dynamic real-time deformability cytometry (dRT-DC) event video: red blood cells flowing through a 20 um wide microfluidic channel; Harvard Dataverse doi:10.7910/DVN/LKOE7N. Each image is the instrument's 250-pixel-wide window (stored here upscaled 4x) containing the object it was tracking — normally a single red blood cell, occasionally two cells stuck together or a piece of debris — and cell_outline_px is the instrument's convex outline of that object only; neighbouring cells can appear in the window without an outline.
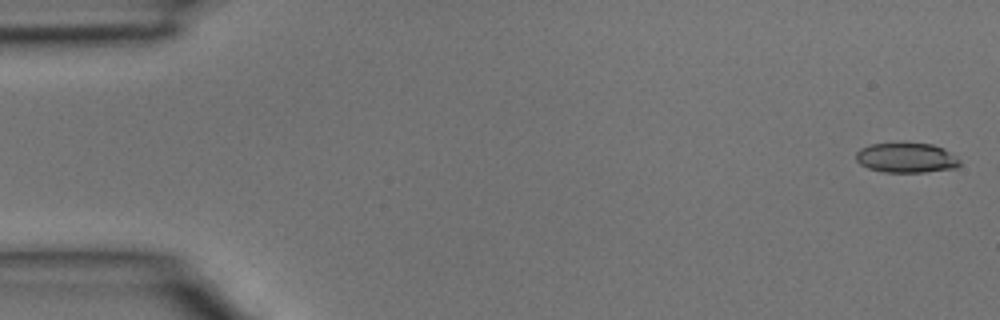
{"species": "common noctule bat (a hibernating species)", "species_latin": "Nyctalus noctula", "temperature_condition": "room temperature", "stored_images_in_passage": 4, "camera_frame_rate_fps": 3000, "um_per_image_px": 0.085, "animal": {"sex": "male", "body_mass_g": 15.6}, "frame": {"image": 1, "passage_image": 1, "time_ms": 0.0, "image_size_px": [1000, 320], "cell_outline_px": [[960, 164], [956, 168], [924, 172], [884, 172], [868, 168], [860, 164], [856, 160], [856, 152], [860, 148], [872, 144], [932, 144], [944, 148], [956, 156], [960, 160]], "centroid_in_image_um": [77.05, 13.42], "position_along_channel_um": 7.9, "area_um2": 17.92}}
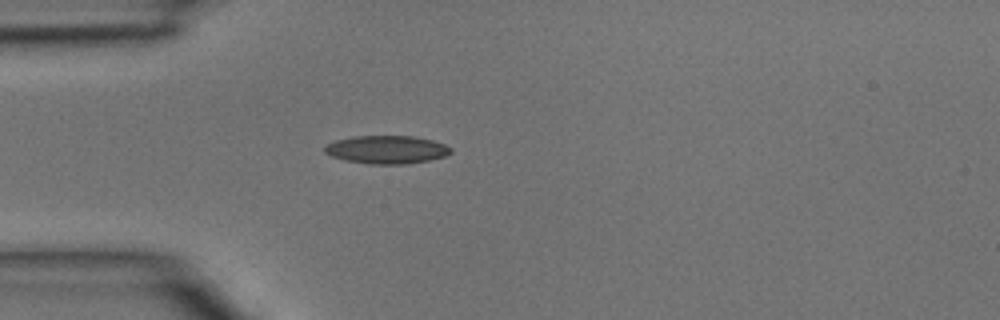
{"frame": {"image": 2, "passage_image": 4, "time_ms": 1.0, "image_size_px": [1000, 320], "cell_outline_px": [[452, 152], [444, 156], [428, 160], [404, 164], [368, 164], [344, 160], [332, 156], [324, 152], [324, 144], [336, 140], [352, 136], [416, 136], [432, 140], [444, 144], [452, 148]], "centroid_in_image_um": [32.84, 12.71], "position_along_channel_um": 52.2, "area_um2": 20.75}}